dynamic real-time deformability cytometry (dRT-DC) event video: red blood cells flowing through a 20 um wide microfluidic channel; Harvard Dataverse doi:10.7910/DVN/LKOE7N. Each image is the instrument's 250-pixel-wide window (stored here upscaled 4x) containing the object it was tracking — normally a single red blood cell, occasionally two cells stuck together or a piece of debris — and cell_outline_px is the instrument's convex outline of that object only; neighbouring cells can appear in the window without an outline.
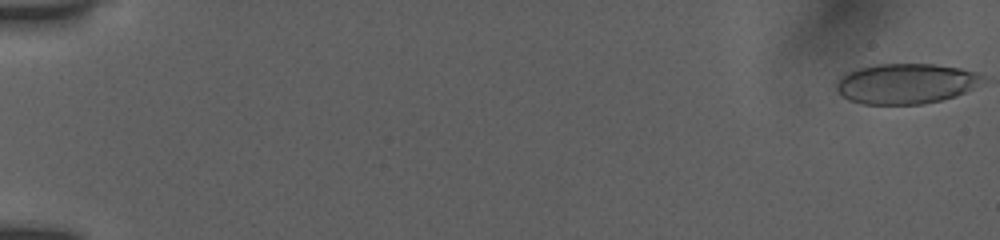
{"species": "human", "species_latin": "Homo sapiens", "temperature_condition": "room temperature", "stored_images_in_passage": 44, "camera_frame_rate_fps": 3000, "um_per_image_px": 0.085, "donor": {"sex": "female"}, "frame": {"image": 1, "passage_image": 1, "time_ms": 0.0, "image_size_px": [1000, 240], "cell_outline_px": [[984, 76], [964, 92], [940, 100], [920, 104], [864, 104], [852, 100], [844, 96], [836, 88], [836, 84], [844, 76], [860, 68], [876, 64], [932, 64], [960, 68], [976, 72]], "centroid_in_image_um": [76.98, 7.1], "position_along_channel_um": 8.0, "area_um2": 33.23}}
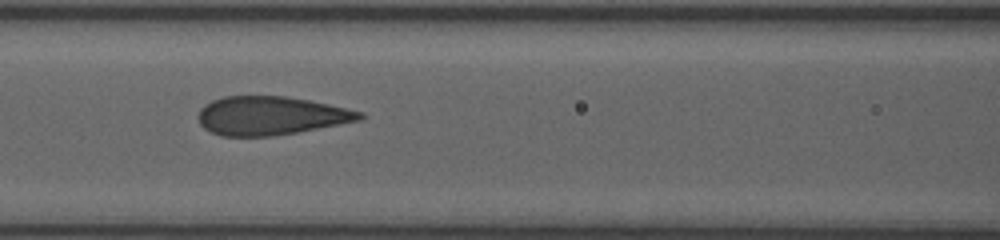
{"frame": {"image": 2, "passage_image": 35, "time_ms": 8.333, "image_size_px": [1000, 240], "cell_outline_px": [[364, 116], [360, 120], [296, 132], [272, 136], [220, 136], [204, 128], [200, 124], [200, 108], [204, 104], [212, 100], [224, 96], [284, 96], [308, 100], [328, 104], [364, 112]], "centroid_in_image_um": [22.99, 9.83], "position_along_channel_um": 143.6, "area_um2": 36.01}}
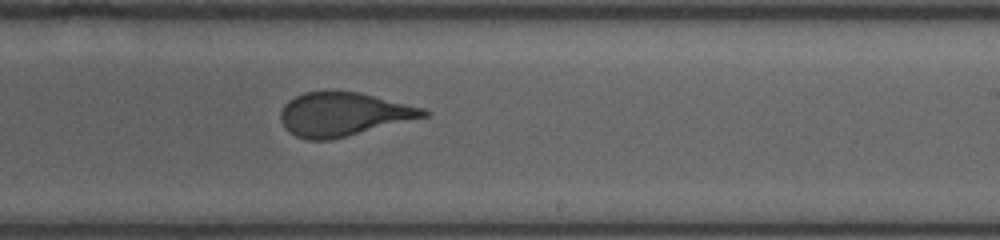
{"frame": {"image": 3, "passage_image": 44, "time_ms": 11.333, "image_size_px": [1000, 240], "cell_outline_px": [[428, 116], [332, 140], [308, 140], [296, 136], [284, 128], [280, 120], [280, 112], [284, 104], [288, 100], [304, 92], [360, 92], [424, 108], [428, 112]], "centroid_in_image_um": [29.16, 9.72], "position_along_channel_um": 259.8, "area_um2": 36.24}}